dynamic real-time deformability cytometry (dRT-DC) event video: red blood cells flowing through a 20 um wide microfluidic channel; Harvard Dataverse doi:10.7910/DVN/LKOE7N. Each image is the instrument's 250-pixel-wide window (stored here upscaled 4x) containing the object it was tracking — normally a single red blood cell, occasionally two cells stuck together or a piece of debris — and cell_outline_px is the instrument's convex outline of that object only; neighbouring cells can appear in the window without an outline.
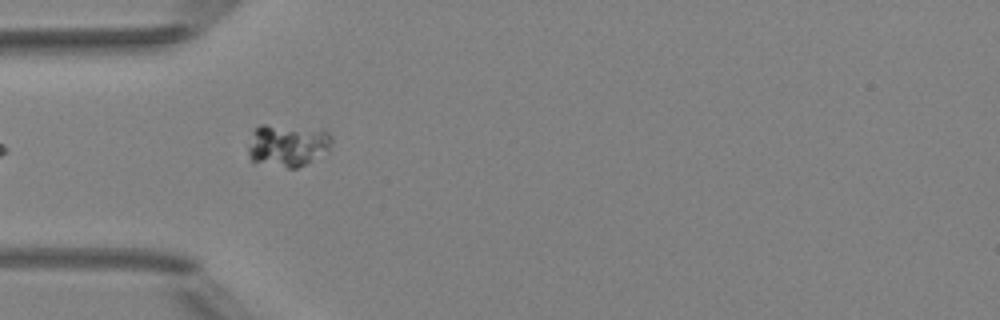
{"species": "Egyptian fruit bat (a non-hibernating species)", "species_latin": "Rousettus aegyptiacus", "temperature_condition": "room temperature", "stored_images_in_passage": 5, "camera_frame_rate_fps": 3000, "um_per_image_px": 0.085, "animal": {"sex": "female"}, "frame": {"image": 1, "passage_image": 4, "time_ms": 3.667, "image_size_px": [1000, 320], "cell_outline_px": [[332, 144], [328, 148], [312, 160], [296, 168], [288, 168], [252, 164], [248, 156], [248, 148], [252, 132], [260, 124], [264, 124], [324, 128], [332, 136]], "centroid_in_image_um": [24.39, 12.34], "position_along_channel_um": 60.6, "area_um2": 21.21}}
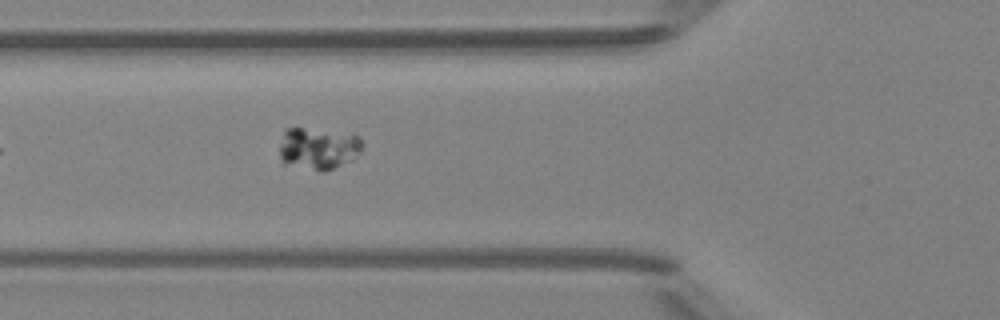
{"frame": {"image": 2, "passage_image": 5, "time_ms": 4.667, "image_size_px": [1000, 320], "cell_outline_px": [[364, 144], [360, 152], [352, 160], [324, 172], [320, 172], [280, 164], [280, 144], [284, 128], [300, 128], [360, 136]], "centroid_in_image_um": [27.01, 12.66], "position_along_channel_um": 98.8, "area_um2": 20.4}}